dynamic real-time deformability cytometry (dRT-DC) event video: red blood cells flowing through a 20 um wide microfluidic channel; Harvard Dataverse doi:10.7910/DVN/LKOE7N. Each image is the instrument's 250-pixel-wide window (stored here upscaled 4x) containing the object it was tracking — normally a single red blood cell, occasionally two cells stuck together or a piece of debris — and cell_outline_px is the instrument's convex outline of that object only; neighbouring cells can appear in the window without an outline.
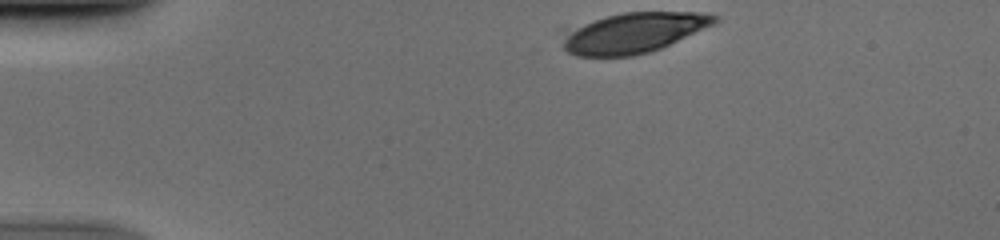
{"species": "human", "species_latin": "Homo sapiens", "temperature_condition": "cold", "stored_images_in_passage": 36, "camera_frame_rate_fps": 3000, "um_per_image_px": 0.085, "donor": {"sex": "male"}, "frame": {"image": 1, "passage_image": 1, "time_ms": 0.0, "image_size_px": [1000, 240], "cell_outline_px": [[720, 20], [712, 24], [660, 48], [648, 52], [632, 56], [576, 56], [568, 52], [564, 48], [560, 28], [624, 12], [696, 12], [720, 16]], "centroid_in_image_um": [53.71, 2.77], "position_along_channel_um": 31.3, "area_um2": 35.78}}
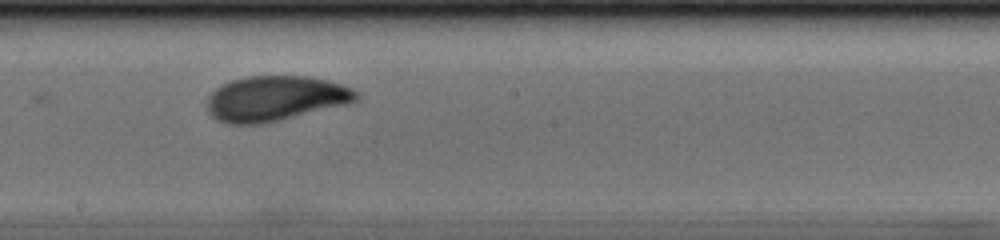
{"frame": {"image": 2, "passage_image": 21, "time_ms": 6.667, "image_size_px": [1000, 240], "cell_outline_px": [[360, 96], [356, 100], [348, 104], [264, 124], [228, 124], [216, 120], [208, 112], [208, 96], [216, 88], [232, 80], [248, 76], [308, 76], [328, 80], [352, 88]], "centroid_in_image_um": [23.41, 8.38], "position_along_channel_um": 224.8, "area_um2": 39.3}}
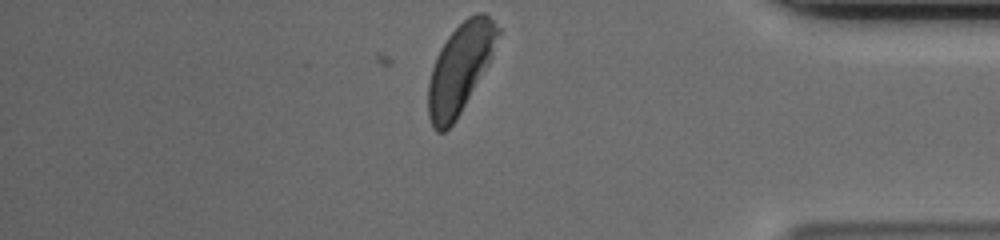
{"frame": {"image": 3, "passage_image": 36, "time_ms": 11.667, "image_size_px": [1000, 240], "cell_outline_px": [[500, 32], [492, 56], [488, 64], [456, 120], [444, 132], [436, 132], [432, 128], [428, 116], [428, 80], [436, 56], [440, 48], [448, 36], [468, 16], [476, 12], [484, 12], [500, 28]], "centroid_in_image_um": [39.08, 5.81], "position_along_channel_um": 396.1, "area_um2": 35.95}}